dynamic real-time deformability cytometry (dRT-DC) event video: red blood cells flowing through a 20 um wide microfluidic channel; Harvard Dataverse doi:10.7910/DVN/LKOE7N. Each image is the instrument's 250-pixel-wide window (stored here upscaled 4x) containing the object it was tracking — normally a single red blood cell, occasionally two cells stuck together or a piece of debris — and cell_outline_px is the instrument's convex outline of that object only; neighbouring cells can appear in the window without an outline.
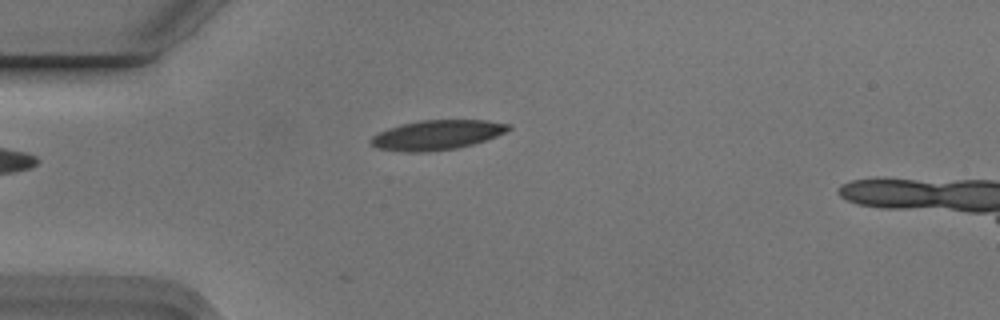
{"species": "Egyptian fruit bat (a non-hibernating species)", "species_latin": "Rousettus aegyptiacus", "temperature_condition": "cold", "stored_images_in_passage": 5, "camera_frame_rate_fps": 3000, "um_per_image_px": 0.085, "animal": {"sex": "male"}, "frame": {"image": 1, "passage_image": 5, "time_ms": 1.333, "image_size_px": [1000, 320], "cell_outline_px": [[512, 128], [496, 136], [472, 144], [456, 148], [420, 152], [404, 152], [376, 148], [368, 140], [372, 136], [388, 128], [400, 124], [420, 120], [488, 120], [512, 124]], "centroid_in_image_um": [37.13, 11.46], "position_along_channel_um": 47.9, "area_um2": 23.76}}